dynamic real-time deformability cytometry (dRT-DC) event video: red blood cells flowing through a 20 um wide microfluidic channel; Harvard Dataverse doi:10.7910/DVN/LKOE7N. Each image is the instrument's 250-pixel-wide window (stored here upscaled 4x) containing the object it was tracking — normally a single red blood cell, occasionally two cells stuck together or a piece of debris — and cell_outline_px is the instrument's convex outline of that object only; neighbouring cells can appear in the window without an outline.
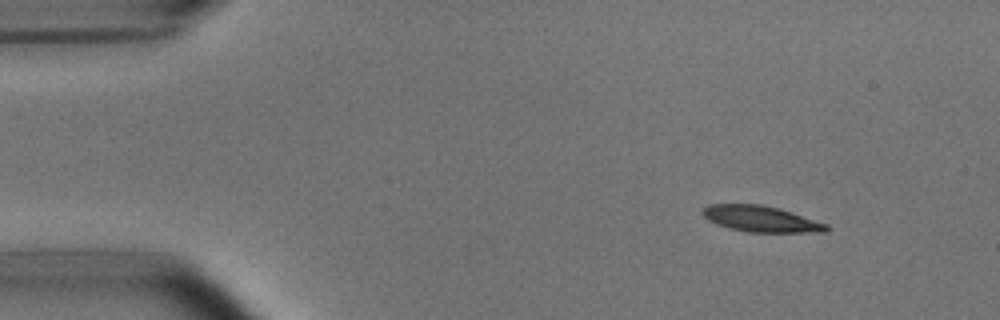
{"species": "common noctule bat (a hibernating species)", "species_latin": "Nyctalus noctula", "temperature_condition": "room temperature", "stored_images_in_passage": 51, "camera_frame_rate_fps": 3000, "um_per_image_px": 0.085, "animal": {"sex": "male", "body_mass_g": 15.6}, "frame": {"image": 1, "passage_image": 5, "time_ms": 1.333, "image_size_px": [1000, 320], "cell_outline_px": [[828, 228], [824, 232], [748, 232], [732, 228], [708, 220], [700, 212], [708, 204], [764, 204], [780, 208], [828, 224]], "centroid_in_image_um": [64.69, 18.59], "position_along_channel_um": 20.3, "area_um2": 18.67}}
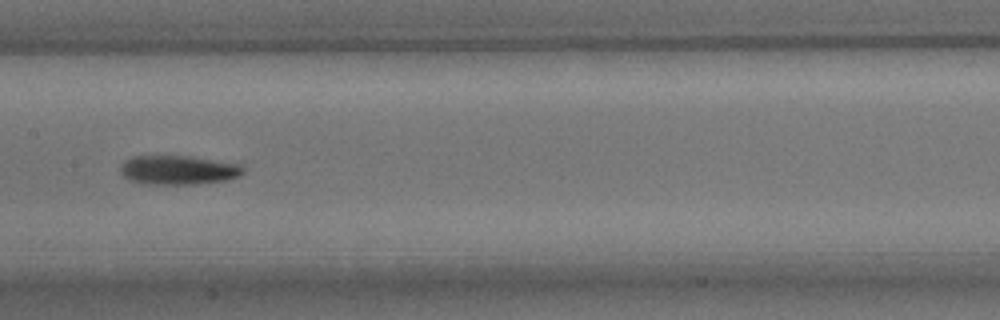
{"frame": {"image": 2, "passage_image": 25, "time_ms": 8.0, "image_size_px": [1000, 320], "cell_outline_px": [[244, 172], [240, 176], [228, 180], [192, 184], [140, 184], [124, 176], [120, 172], [120, 168], [124, 160], [132, 156], [188, 156], [240, 164], [244, 168]], "centroid_in_image_um": [15.15, 14.45], "position_along_channel_um": 192.3, "area_um2": 20.87}}
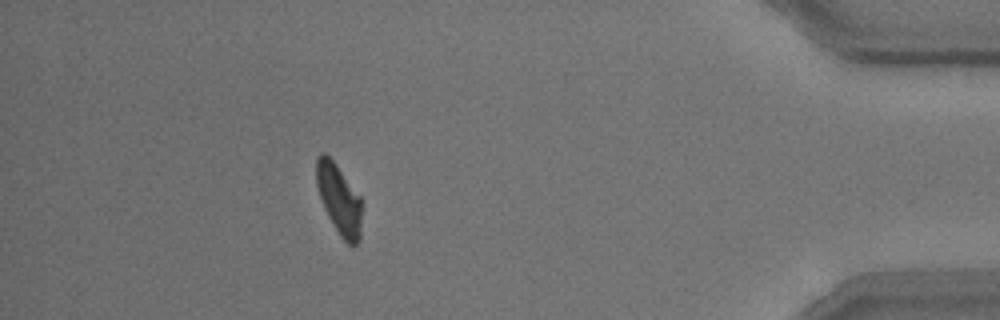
{"frame": {"image": 3, "passage_image": 46, "time_ms": 15.0, "image_size_px": [1000, 320], "cell_outline_px": [[364, 204], [360, 240], [352, 248], [340, 236], [328, 216], [324, 208], [316, 184], [316, 156], [320, 152], [324, 152], [336, 164], [360, 196]], "centroid_in_image_um": [28.86, 16.97], "position_along_channel_um": 406.3, "area_um2": 19.02}, "authors_computed_cell_mechanics": {"area_um2": 19.5942, "velocity_mm_per_s": 3.7835, "shape_relaxation_time_tau1_ms": 2.9174, "shape_relaxation_time_tau2_ms": null, "deformation_change_tau1": 0.1384, "deformation_change_tau2": null}}